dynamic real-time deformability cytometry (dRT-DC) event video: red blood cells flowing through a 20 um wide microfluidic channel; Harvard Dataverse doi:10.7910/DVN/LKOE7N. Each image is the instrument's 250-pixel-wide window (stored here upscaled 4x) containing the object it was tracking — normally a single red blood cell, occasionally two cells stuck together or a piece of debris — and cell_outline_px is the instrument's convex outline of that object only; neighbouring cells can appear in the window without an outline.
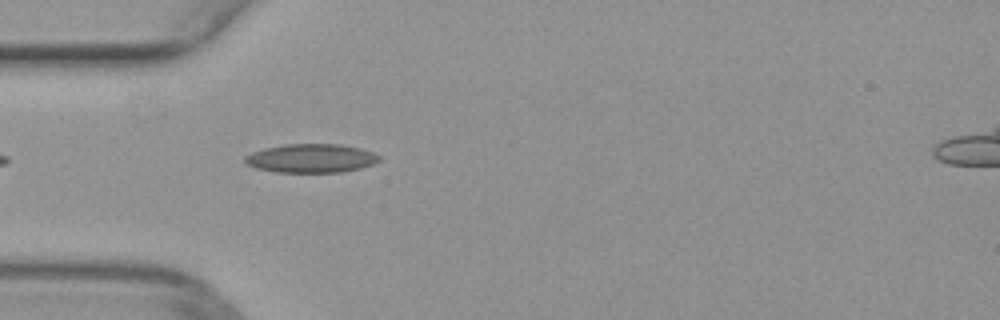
{"species": "common noctule bat (a hibernating species)", "species_latin": "Nyctalus noctula", "temperature_condition": "warm", "stored_images_in_passage": 33, "camera_frame_rate_fps": 3000, "um_per_image_px": 0.085, "animal": {"sex": "female", "body_mass_g": 29.2, "forearm_length_mm": 56.3}, "frame": {"image": 1, "passage_image": 1, "time_ms": 0.0, "image_size_px": [1000, 320], "cell_outline_px": [[380, 160], [372, 164], [360, 168], [340, 172], [276, 172], [256, 168], [244, 164], [244, 156], [252, 152], [264, 148], [288, 144], [340, 144], [360, 148], [372, 152], [380, 156]], "centroid_in_image_um": [26.41, 13.45], "position_along_channel_um": 58.6, "area_um2": 22.48}}
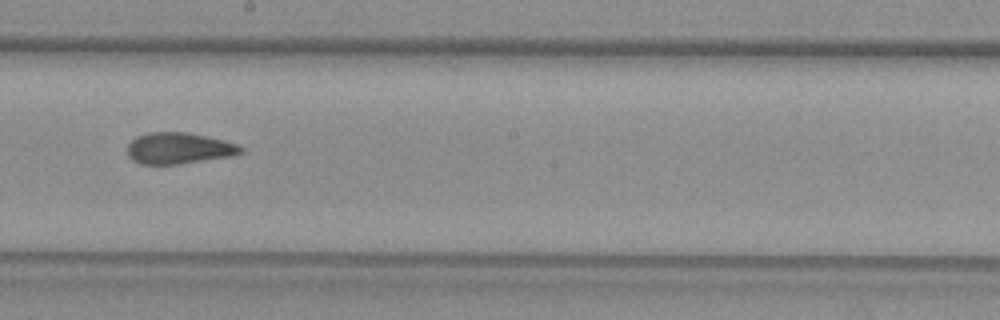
{"frame": {"image": 2, "passage_image": 14, "time_ms": 4.333, "image_size_px": [1000, 320], "cell_outline_px": [[244, 152], [232, 156], [180, 164], [140, 164], [132, 160], [128, 156], [128, 144], [136, 136], [148, 132], [188, 132], [224, 140], [236, 144], [244, 148]], "centroid_in_image_um": [15.2, 12.6], "position_along_channel_um": 233.0, "area_um2": 20.81}}
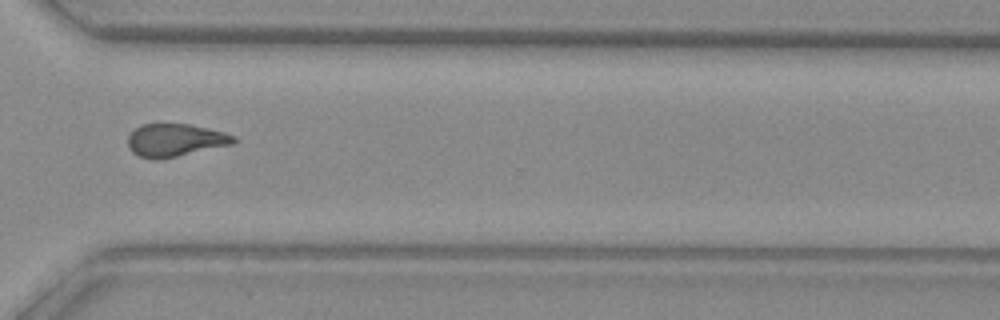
{"frame": {"image": 3, "passage_image": 23, "time_ms": 7.333, "image_size_px": [1000, 320], "cell_outline_px": [[236, 140], [232, 144], [160, 160], [152, 160], [140, 156], [132, 152], [128, 144], [128, 136], [136, 128], [144, 124], [188, 124], [208, 128], [224, 132], [236, 136]], "centroid_in_image_um": [14.89, 11.92], "position_along_channel_um": 355.7, "area_um2": 20.11}}